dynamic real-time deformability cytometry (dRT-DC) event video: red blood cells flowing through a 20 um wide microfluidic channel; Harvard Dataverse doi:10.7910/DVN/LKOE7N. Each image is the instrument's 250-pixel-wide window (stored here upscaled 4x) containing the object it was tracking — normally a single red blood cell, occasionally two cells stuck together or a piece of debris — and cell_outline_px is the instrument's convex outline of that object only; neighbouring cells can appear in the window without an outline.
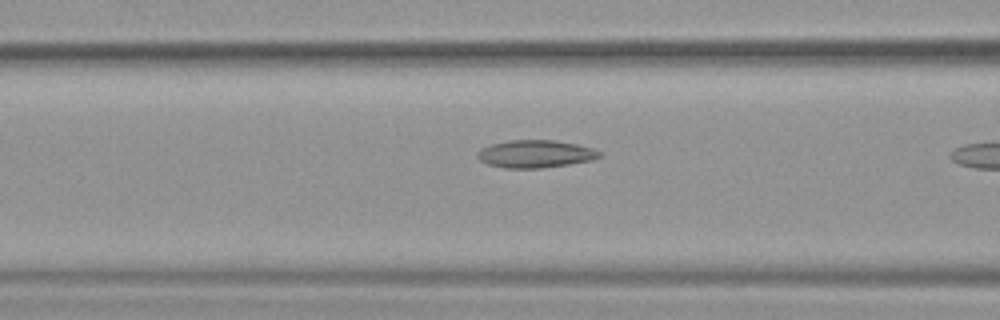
{"species": "common noctule bat (a hibernating species)", "species_latin": "Nyctalus noctula", "temperature_condition": "warm", "stored_images_in_passage": 38, "camera_frame_rate_fps": 3000, "um_per_image_px": 0.085, "animal": {"sex": "female", "body_mass_g": 19.9}, "frame": {"image": 1, "passage_image": 17, "time_ms": 5.333, "image_size_px": [1000, 320], "cell_outline_px": [[604, 156], [592, 160], [568, 164], [540, 168], [504, 168], [488, 164], [480, 160], [476, 156], [476, 152], [480, 148], [492, 144], [508, 140], [552, 140], [576, 144], [592, 148], [600, 152]], "centroid_in_image_um": [45.49, 13.08], "position_along_channel_um": 121.1, "area_um2": 19.65}}